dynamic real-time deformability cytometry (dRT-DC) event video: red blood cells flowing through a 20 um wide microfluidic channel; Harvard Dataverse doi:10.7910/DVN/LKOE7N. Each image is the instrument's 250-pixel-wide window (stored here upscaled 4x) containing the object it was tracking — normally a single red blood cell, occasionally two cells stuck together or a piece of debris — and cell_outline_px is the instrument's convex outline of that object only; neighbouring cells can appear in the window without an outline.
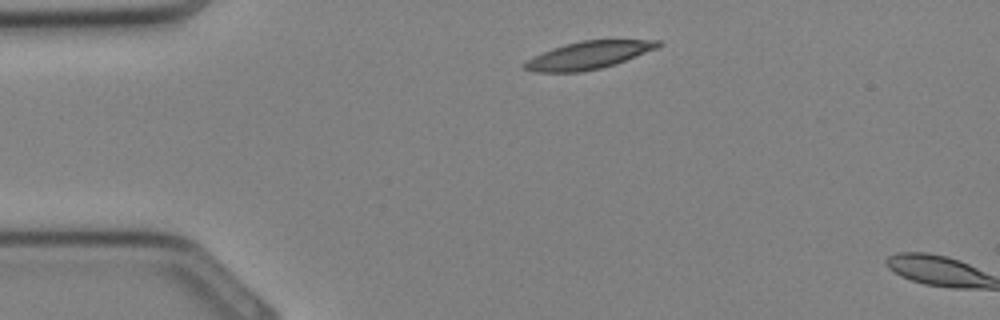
{"species": "Egyptian fruit bat (a non-hibernating species)", "species_latin": "Rousettus aegyptiacus", "temperature_condition": "cold", "stored_images_in_passage": 2, "camera_frame_rate_fps": 3000, "um_per_image_px": 0.085, "animal": {"sex": "female"}, "frame": {"image": 1, "passage_image": 1, "time_ms": 0.0, "image_size_px": [1000, 320], "cell_outline_px": [[664, 44], [656, 48], [616, 64], [600, 68], [580, 72], [536, 72], [524, 68], [520, 64], [544, 52], [564, 44], [580, 40], [660, 40]], "centroid_in_image_um": [50.03, 4.69], "position_along_channel_um": 35.0, "area_um2": 21.27}}